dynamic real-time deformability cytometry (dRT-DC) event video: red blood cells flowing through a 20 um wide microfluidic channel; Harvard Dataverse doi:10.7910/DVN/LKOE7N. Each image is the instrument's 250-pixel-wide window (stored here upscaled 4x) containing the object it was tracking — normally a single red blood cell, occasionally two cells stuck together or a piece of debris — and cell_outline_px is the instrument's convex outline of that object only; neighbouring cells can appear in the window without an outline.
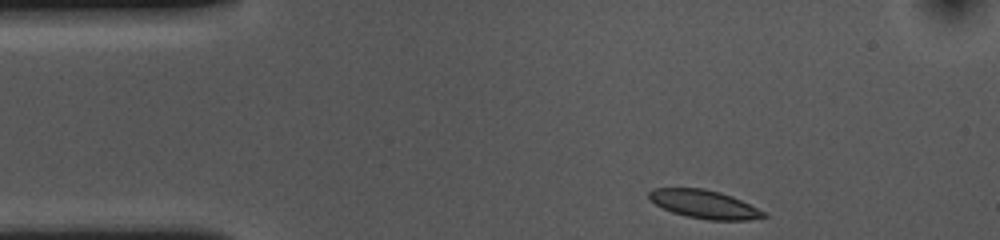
{"species": "common noctule bat (a hibernating species)", "species_latin": "Nyctalus noctula", "temperature_condition": "cold", "stored_images_in_passage": 38, "camera_frame_rate_fps": 3000, "um_per_image_px": 0.085, "animal": {"sex": "female", "body_mass_g": 10.0, "forearm_length_mm": 53.1}, "frame": {"image": 1, "passage_image": 1, "time_ms": 0.0, "image_size_px": [1000, 240], "cell_outline_px": [[768, 216], [748, 220], [708, 220], [688, 216], [672, 212], [648, 200], [648, 192], [652, 188], [704, 188], [720, 192], [732, 196], [764, 212]], "centroid_in_image_um": [59.82, 17.35], "position_along_channel_um": 25.2, "area_um2": 18.79}}
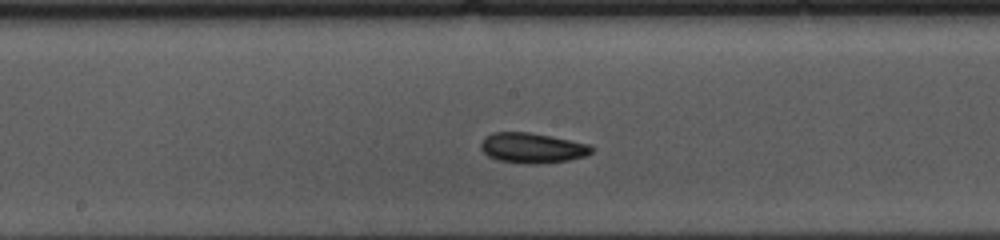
{"frame": {"image": 2, "passage_image": 20, "time_ms": 6.333, "image_size_px": [1000, 240], "cell_outline_px": [[596, 148], [592, 152], [584, 156], [568, 160], [536, 164], [528, 164], [500, 160], [488, 156], [480, 148], [480, 144], [492, 132], [528, 132], [552, 136], [588, 144]], "centroid_in_image_um": [45.26, 12.57], "position_along_channel_um": 202.9, "area_um2": 19.31}}
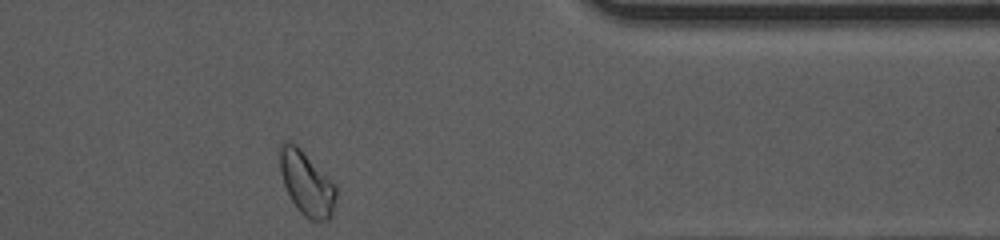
{"frame": {"image": 3, "passage_image": 37, "time_ms": 12.0, "image_size_px": [1000, 240], "cell_outline_px": [[336, 196], [332, 216], [328, 220], [308, 220], [300, 212], [292, 200], [284, 184], [280, 168], [280, 144], [284, 140], [288, 140], [296, 144], [336, 184]], "centroid_in_image_um": [26.08, 15.58], "position_along_channel_um": 385.3, "area_um2": 20.87}, "authors_computed_cell_mechanics": {"area_um2": 18.8139, "velocity_mm_per_s": 3.6034, "shape_relaxation_time_tau1_ms": 3.6872, "shape_relaxation_time_tau2_ms": 4.418, "deformation_change_tau1": 0.1055, "deformation_change_tau2": 0.099}}